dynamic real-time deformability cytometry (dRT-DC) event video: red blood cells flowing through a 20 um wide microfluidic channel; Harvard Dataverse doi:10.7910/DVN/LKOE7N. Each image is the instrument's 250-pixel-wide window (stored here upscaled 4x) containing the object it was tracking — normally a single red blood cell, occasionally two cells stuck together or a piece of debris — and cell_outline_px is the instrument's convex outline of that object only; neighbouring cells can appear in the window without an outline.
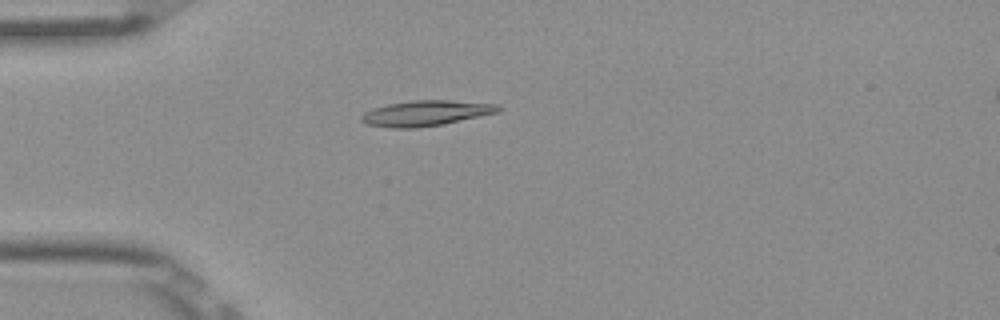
{"species": "Egyptian fruit bat (a non-hibernating species)", "species_latin": "Rousettus aegyptiacus", "temperature_condition": "room temperature", "stored_images_in_passage": 4, "camera_frame_rate_fps": 3000, "um_per_image_px": 0.085, "frame": {"image": 1, "passage_image": 4, "time_ms": 1.0, "image_size_px": [1000, 320], "cell_outline_px": [[500, 112], [444, 124], [416, 128], [392, 128], [368, 124], [360, 120], [360, 116], [364, 112], [388, 104], [412, 100], [448, 100], [500, 104]], "centroid_in_image_um": [36.23, 9.62], "position_along_channel_um": 48.8, "area_um2": 20.29}}